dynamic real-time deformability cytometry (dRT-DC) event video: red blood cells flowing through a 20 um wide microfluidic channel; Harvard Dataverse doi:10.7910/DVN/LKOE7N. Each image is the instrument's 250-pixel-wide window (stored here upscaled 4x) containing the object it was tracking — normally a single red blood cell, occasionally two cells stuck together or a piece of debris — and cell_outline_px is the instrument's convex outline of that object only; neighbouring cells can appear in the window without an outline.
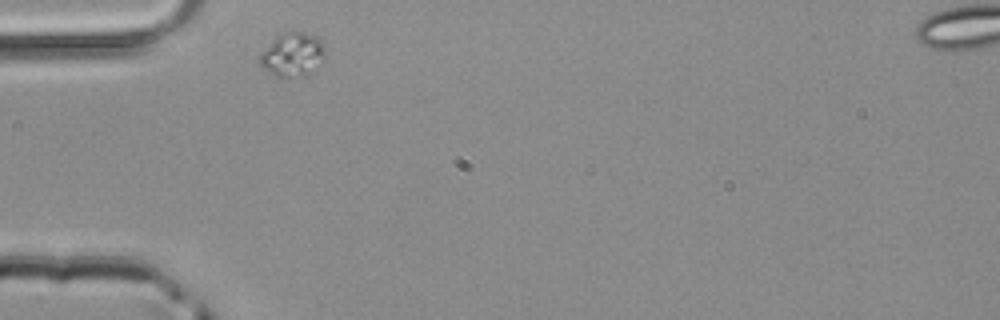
{"species": "common noctule bat (a hibernating species)", "species_latin": "Nyctalus noctula", "temperature_condition": "room temperature", "stored_images_in_passage": 29, "camera_frame_rate_fps": 3000, "um_per_image_px": 0.085, "animal": {"sex": "male", "body_mass_g": 20.4}, "frame": {"image": 1, "passage_image": 1, "time_ms": 0.0, "image_size_px": [1000, 320], "cell_outline_px": [[324, 60], [308, 76], [280, 80], [264, 68], [260, 64], [260, 56], [276, 36], [288, 32], [304, 32], [316, 36], [324, 44]], "centroid_in_image_um": [24.9, 4.7], "position_along_channel_um": 60.1, "area_um2": 16.88}}